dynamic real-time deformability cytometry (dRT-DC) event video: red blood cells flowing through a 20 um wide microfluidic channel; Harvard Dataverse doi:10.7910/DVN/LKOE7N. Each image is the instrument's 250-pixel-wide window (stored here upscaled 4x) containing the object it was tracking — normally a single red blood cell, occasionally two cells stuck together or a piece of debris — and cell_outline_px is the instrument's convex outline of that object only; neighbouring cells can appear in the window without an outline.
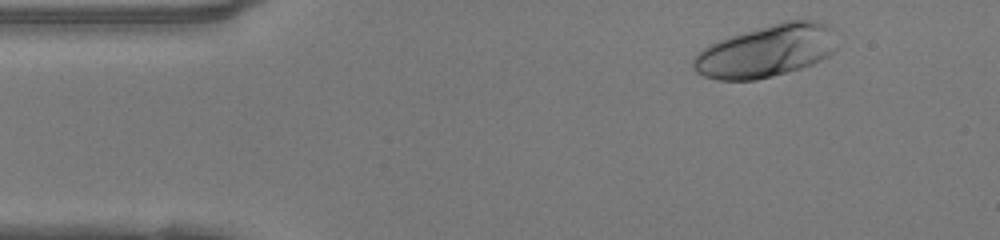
{"species": "human", "species_latin": "Homo sapiens", "temperature_condition": "warm", "stored_images_in_passage": 44, "camera_frame_rate_fps": 3000, "um_per_image_px": 0.085, "donor": {"sex": "female"}, "frame": {"image": 1, "passage_image": 2, "time_ms": 0.333, "image_size_px": [1000, 240], "cell_outline_px": [[836, 48], [828, 56], [812, 64], [800, 68], [772, 76], [756, 80], [716, 80], [704, 76], [696, 72], [692, 64], [692, 60], [704, 48], [720, 40], [732, 36], [784, 20], [816, 20], [828, 24], [832, 28]], "centroid_in_image_um": [65.16, 4.34], "position_along_channel_um": 19.8, "area_um2": 43.41}}
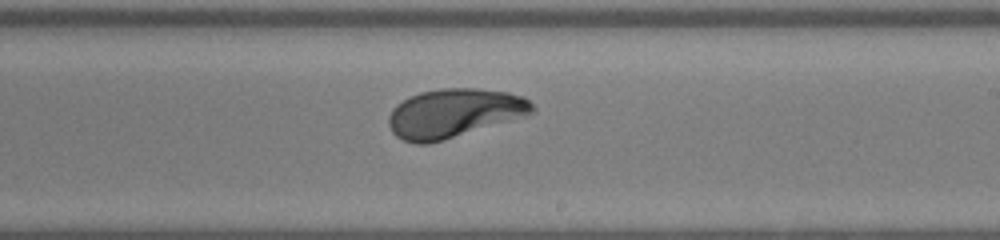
{"frame": {"image": 2, "passage_image": 24, "time_ms": 7.667, "image_size_px": [1000, 240], "cell_outline_px": [[536, 112], [444, 140], [428, 144], [416, 144], [404, 140], [396, 136], [392, 132], [388, 124], [388, 116], [392, 108], [396, 104], [420, 92], [440, 88], [476, 88], [508, 92], [524, 96], [536, 108]], "centroid_in_image_um": [38.58, 9.61], "position_along_channel_um": 250.4, "area_um2": 40.81}}
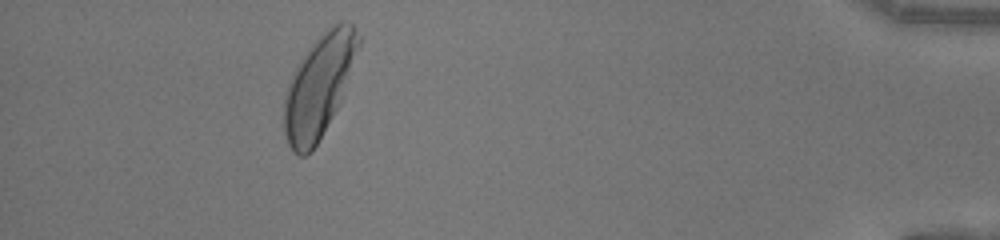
{"frame": {"image": 3, "passage_image": 40, "time_ms": 13.0, "image_size_px": [1000, 240], "cell_outline_px": [[360, 44], [336, 108], [332, 116], [312, 152], [304, 156], [300, 156], [292, 152], [288, 144], [284, 132], [284, 92], [292, 72], [308, 48], [324, 32], [336, 24], [352, 24], [360, 36]], "centroid_in_image_um": [27.04, 7.37], "position_along_channel_um": 408.2, "area_um2": 43.12}, "authors_computed_cell_mechanics": {"area_um2": 40.1999, "velocity_mm_per_s": 4.1618, "shape_relaxation_time_tau1_ms": 3.1795, "shape_relaxation_time_tau2_ms": 1.0014, "deformation_change_tau1": 0.1749, "deformation_change_tau2": 0.0487}}